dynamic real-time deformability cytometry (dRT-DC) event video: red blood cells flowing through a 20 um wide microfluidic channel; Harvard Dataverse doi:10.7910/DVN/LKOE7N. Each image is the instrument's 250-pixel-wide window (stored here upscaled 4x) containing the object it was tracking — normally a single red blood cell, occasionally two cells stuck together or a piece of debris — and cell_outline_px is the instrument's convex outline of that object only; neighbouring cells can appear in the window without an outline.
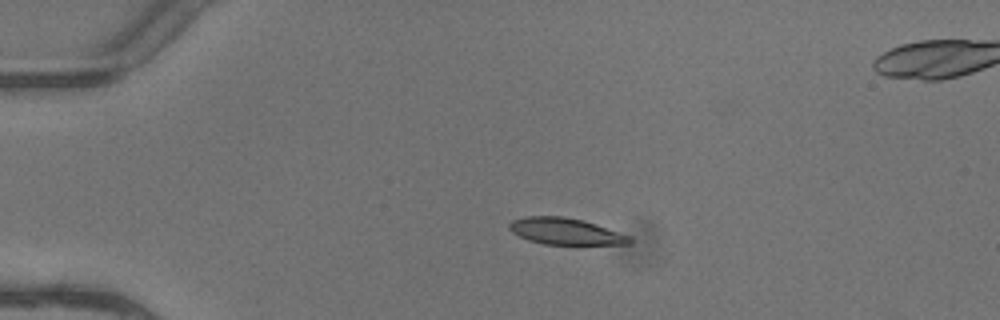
{"species": "common noctule bat (a hibernating species)", "species_latin": "Nyctalus noctula", "temperature_condition": "warm", "stored_images_in_passage": 5, "segment_of_instrument_passage": [1, 2], "camera_frame_rate_fps": 3000, "um_per_image_px": 0.085, "animal": {"sex": "female"}, "frame": {"image": 1, "passage_image": 3, "time_ms": 0.667, "image_size_px": [1000, 320], "cell_outline_px": [[632, 244], [544, 244], [528, 240], [512, 232], [508, 228], [508, 224], [512, 220], [524, 216], [564, 216], [584, 220], [632, 236]], "centroid_in_image_um": [48.08, 19.65], "position_along_channel_um": 36.9, "area_um2": 18.73}}